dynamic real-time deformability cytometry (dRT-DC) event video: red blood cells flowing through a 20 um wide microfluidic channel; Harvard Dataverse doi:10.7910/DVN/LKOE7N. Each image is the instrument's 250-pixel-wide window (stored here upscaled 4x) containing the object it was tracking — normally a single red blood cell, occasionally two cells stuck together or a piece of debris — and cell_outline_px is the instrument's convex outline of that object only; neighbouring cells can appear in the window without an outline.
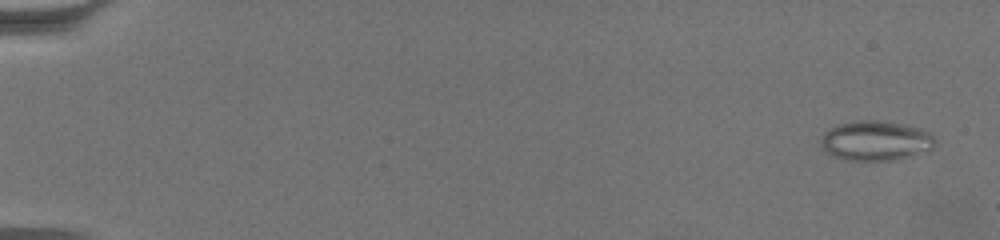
{"species": "common noctule bat (a hibernating species)", "species_latin": "Nyctalus noctula", "temperature_condition": "warm", "stored_images_in_passage": 64, "camera_frame_rate_fps": 3000, "um_per_image_px": 0.085, "animal": {"sex": "female", "body_mass_g": 19.5, "forearm_length_mm": 54.1}, "frame": {"image": 1, "passage_image": 3, "time_ms": 0.667, "image_size_px": [1000, 240], "cell_outline_px": [[936, 144], [928, 152], [892, 160], [848, 160], [832, 156], [824, 152], [820, 144], [820, 136], [824, 132], [836, 124], [860, 120], [876, 120], [900, 124], [920, 128], [928, 132], [936, 140]], "centroid_in_image_um": [74.4, 11.97], "position_along_channel_um": 10.6, "area_um2": 26.7}}
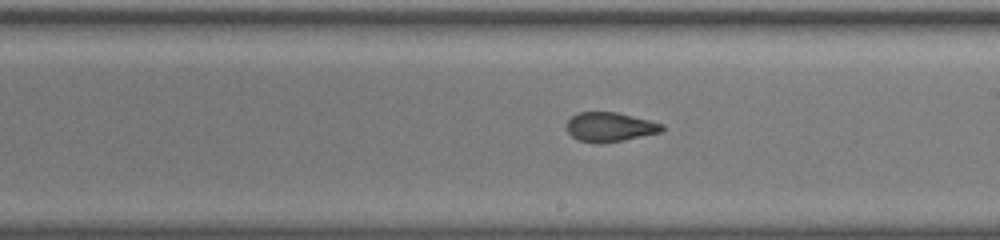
{"frame": {"image": 2, "passage_image": 39, "time_ms": 12.667, "image_size_px": [1000, 240], "cell_outline_px": [[664, 128], [660, 132], [624, 140], [600, 144], [596, 144], [580, 140], [572, 136], [568, 132], [568, 120], [572, 116], [580, 112], [616, 112], [664, 124]], "centroid_in_image_um": [51.84, 10.8], "position_along_channel_um": 237.2, "area_um2": 16.13}}
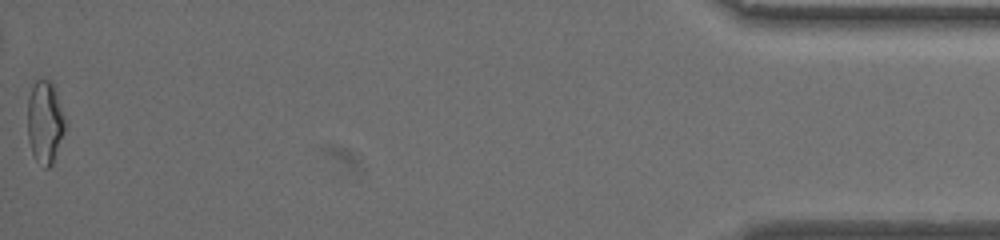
{"frame": {"image": 3, "passage_image": 64, "time_ms": 21.0, "image_size_px": [1000, 240], "cell_outline_px": [[68, 124], [52, 164], [48, 168], [44, 168], [36, 160], [32, 152], [28, 140], [28, 100], [32, 88], [36, 80], [52, 80], [68, 120]], "centroid_in_image_um": [3.87, 10.37], "position_along_channel_um": 431.3, "area_um2": 18.55}, "authors_computed_cell_mechanics": {"area_um2": 17.6001, "velocity_mm_per_s": 3.3778, "shape_relaxation_time_tau1_ms": null, "shape_relaxation_time_tau2_ms": 1.6678, "deformation_change_tau1": null, "deformation_change_tau2": 0.0764}}